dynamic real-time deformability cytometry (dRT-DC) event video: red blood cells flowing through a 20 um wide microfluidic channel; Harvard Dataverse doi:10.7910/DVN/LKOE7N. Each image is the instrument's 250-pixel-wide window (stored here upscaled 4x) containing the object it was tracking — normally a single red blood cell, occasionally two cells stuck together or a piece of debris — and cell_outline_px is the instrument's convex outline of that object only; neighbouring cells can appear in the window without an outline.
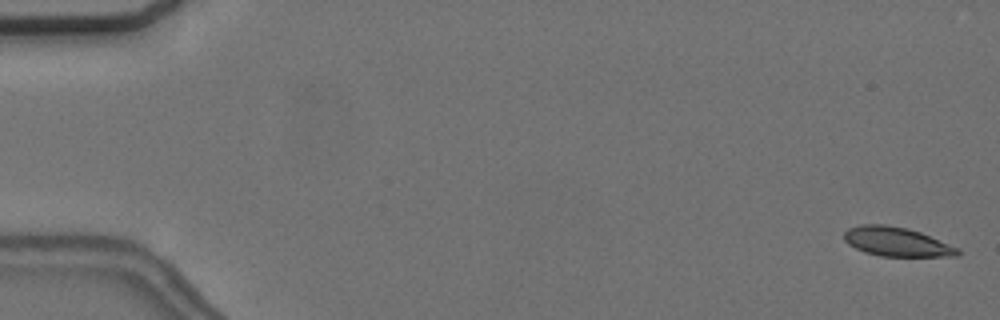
{"species": "common noctule bat (a hibernating species)", "species_latin": "Nyctalus noctula", "temperature_condition": "cold", "stored_images_in_passage": 5, "camera_frame_rate_fps": 3000, "um_per_image_px": 0.085, "animal": {"sex": "female", "body_mass_g": 24.6, "forearm_length_mm": 56.2}, "frame": {"image": 1, "passage_image": 1, "time_ms": 0.0, "image_size_px": [1000, 320], "cell_outline_px": [[960, 256], [880, 256], [864, 252], [848, 244], [844, 240], [844, 232], [848, 228], [860, 224], [884, 224], [908, 228], [920, 232], [960, 248]], "centroid_in_image_um": [76.21, 20.54], "position_along_channel_um": 8.8, "area_um2": 19.42}}